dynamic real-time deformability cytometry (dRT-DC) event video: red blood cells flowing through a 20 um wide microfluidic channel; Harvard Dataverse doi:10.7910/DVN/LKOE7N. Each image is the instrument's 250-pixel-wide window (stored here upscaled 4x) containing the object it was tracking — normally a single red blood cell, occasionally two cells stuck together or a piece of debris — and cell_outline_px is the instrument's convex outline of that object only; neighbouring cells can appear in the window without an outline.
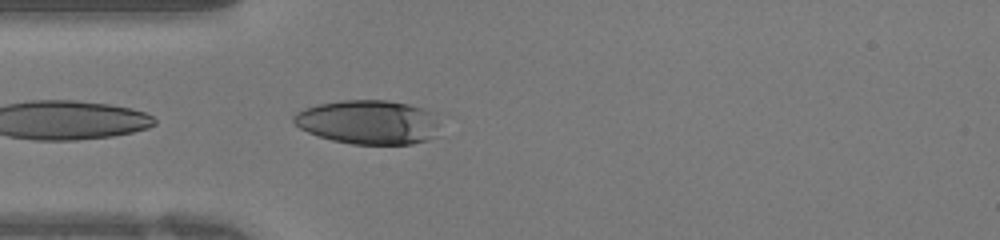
{"species": "human", "species_latin": "Homo sapiens", "temperature_condition": "warm", "stored_images_in_passage": 19, "camera_frame_rate_fps": 3000, "um_per_image_px": 0.085, "donor": {"sex": "female"}, "frame": {"image": 1, "passage_image": 1, "time_ms": 0.0, "image_size_px": [1000, 240], "cell_outline_px": [[436, 136], [428, 140], [412, 144], [352, 144], [332, 140], [308, 132], [300, 128], [292, 120], [292, 116], [296, 112], [304, 108], [316, 104], [340, 100], [388, 100], [408, 104], [424, 108], [436, 112]], "centroid_in_image_um": [31.31, 10.37], "position_along_channel_um": 53.7, "area_um2": 37.86}}
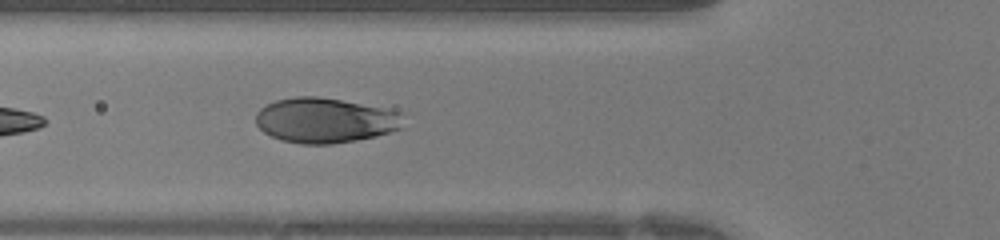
{"frame": {"image": 2, "passage_image": 4, "time_ms": 1.0, "image_size_px": [1000, 240], "cell_outline_px": [[404, 112], [400, 128], [376, 136], [356, 140], [332, 144], [300, 144], [280, 140], [264, 132], [256, 124], [256, 112], [260, 108], [276, 100], [296, 96], [316, 96], [340, 100], [384, 108]], "centroid_in_image_um": [27.61, 10.23], "position_along_channel_um": 98.2, "area_um2": 38.67}}
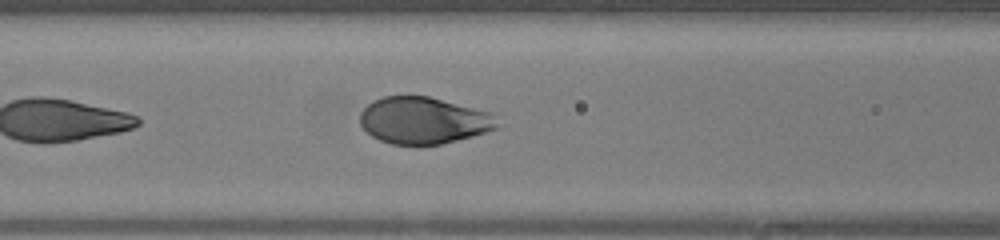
{"frame": {"image": 3, "passage_image": 6, "time_ms": 1.667, "image_size_px": [1000, 240], "cell_outline_px": [[504, 124], [500, 128], [472, 136], [440, 144], [392, 144], [380, 140], [372, 136], [360, 124], [360, 112], [372, 100], [384, 96], [428, 96], [496, 112]], "centroid_in_image_um": [36.12, 10.22], "position_along_channel_um": 130.5, "area_um2": 38.09}}